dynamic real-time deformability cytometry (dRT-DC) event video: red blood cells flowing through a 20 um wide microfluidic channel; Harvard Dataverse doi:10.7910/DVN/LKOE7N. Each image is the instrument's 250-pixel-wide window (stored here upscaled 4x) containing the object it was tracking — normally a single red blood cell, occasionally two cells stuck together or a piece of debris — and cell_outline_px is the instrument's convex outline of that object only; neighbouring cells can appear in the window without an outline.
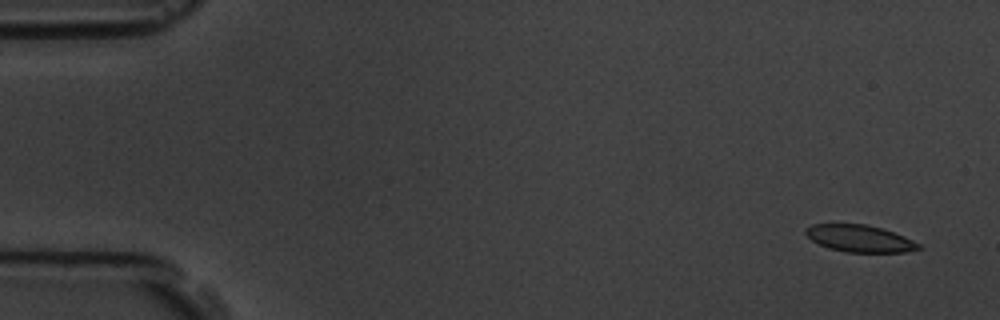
{"species": "common noctule bat (a hibernating species)", "species_latin": "Nyctalus noctula", "temperature_condition": "room temperature", "stored_images_in_passage": 5, "camera_frame_rate_fps": 3000, "um_per_image_px": 0.085, "animal": {"sex": "male", "body_mass_g": 19.5, "forearm_length_mm": 54.6}, "frame": {"image": 1, "passage_image": 1, "time_ms": 0.0, "image_size_px": [1000, 320], "cell_outline_px": [[920, 248], [904, 252], [844, 252], [828, 248], [812, 240], [804, 232], [804, 228], [812, 224], [864, 224], [880, 228], [904, 236], [920, 244]], "centroid_in_image_um": [73.03, 20.27], "position_along_channel_um": 12.0, "area_um2": 17.57}}
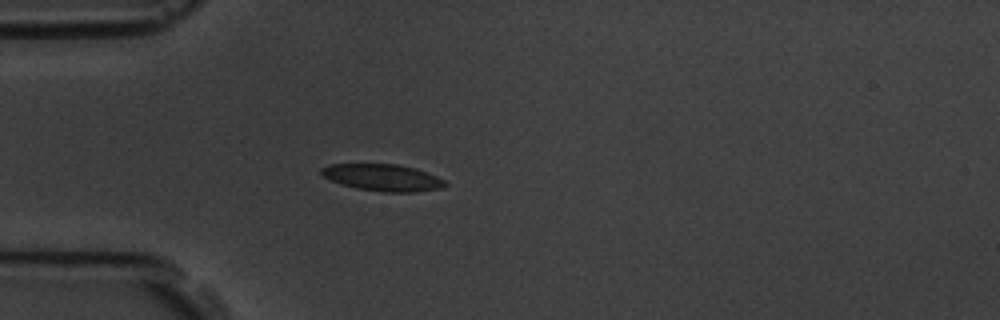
{"frame": {"image": 2, "passage_image": 5, "time_ms": 4.333, "image_size_px": [1000, 320], "cell_outline_px": [[448, 184], [444, 188], [416, 192], [384, 192], [356, 188], [340, 184], [324, 176], [320, 172], [320, 168], [328, 164], [396, 164], [416, 168], [436, 176], [444, 180]], "centroid_in_image_um": [32.55, 15.09], "position_along_channel_um": 52.5, "area_um2": 19.42}}